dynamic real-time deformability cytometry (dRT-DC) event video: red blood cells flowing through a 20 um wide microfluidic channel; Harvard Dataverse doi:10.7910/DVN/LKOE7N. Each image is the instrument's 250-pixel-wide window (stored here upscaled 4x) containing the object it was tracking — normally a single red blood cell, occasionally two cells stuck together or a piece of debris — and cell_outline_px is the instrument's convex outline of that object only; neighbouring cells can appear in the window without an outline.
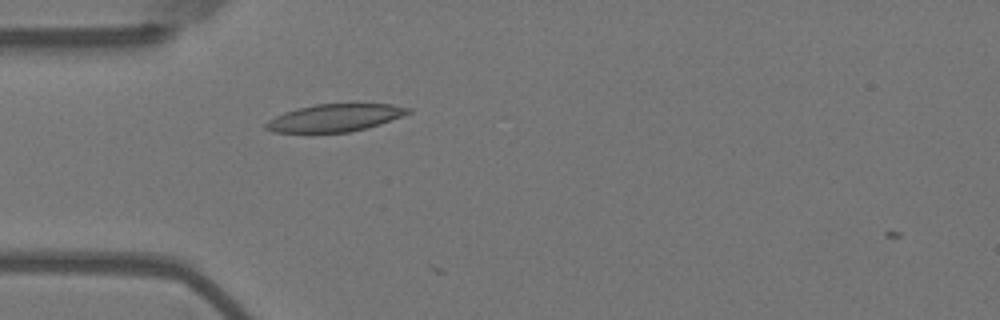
{"species": "Egyptian fruit bat (a non-hibernating species)", "species_latin": "Rousettus aegyptiacus", "temperature_condition": "warm", "stored_images_in_passage": 3, "camera_frame_rate_fps": 3000, "um_per_image_px": 0.085, "animal": {"sex": "female"}, "frame": {"image": 1, "passage_image": 2, "time_ms": 0.333, "image_size_px": [1000, 320], "cell_outline_px": [[412, 112], [380, 124], [368, 128], [348, 132], [272, 132], [264, 128], [264, 124], [268, 120], [284, 112], [316, 104], [392, 104], [412, 108]], "centroid_in_image_um": [28.48, 10.01], "position_along_channel_um": 56.5, "area_um2": 22.66}}